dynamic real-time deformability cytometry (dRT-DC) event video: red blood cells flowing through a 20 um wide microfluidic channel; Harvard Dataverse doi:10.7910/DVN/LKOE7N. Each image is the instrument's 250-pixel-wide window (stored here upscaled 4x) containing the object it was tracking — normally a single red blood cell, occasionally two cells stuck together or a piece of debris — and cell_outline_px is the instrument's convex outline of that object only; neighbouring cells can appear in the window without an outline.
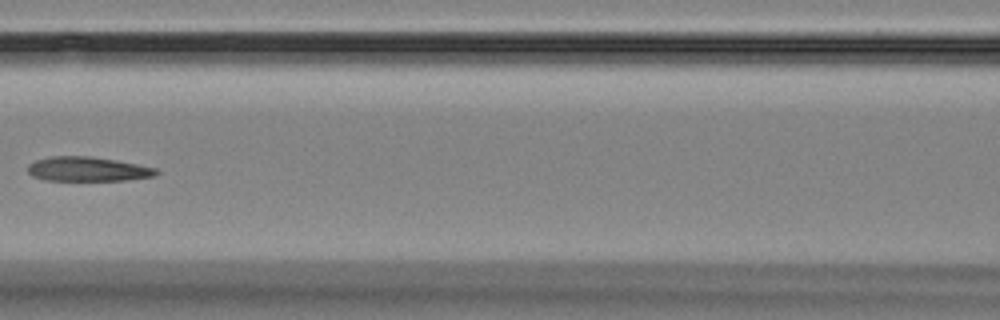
{"species": "Egyptian fruit bat (a non-hibernating species)", "species_latin": "Rousettus aegyptiacus", "temperature_condition": "room temperature", "stored_images_in_passage": 16, "segment_of_instrument_passage": [1, 2], "camera_frame_rate_fps": 3000, "um_per_image_px": 0.085, "animal": {"sex": "female"}, "frame": {"image": 1, "passage_image": 7, "time_ms": 7.667, "image_size_px": [1000, 320], "cell_outline_px": [[160, 172], [152, 176], [124, 180], [44, 180], [32, 176], [28, 172], [28, 164], [36, 160], [52, 156], [88, 156], [116, 160], [156, 168]], "centroid_in_image_um": [7.42, 14.37], "position_along_channel_um": 159.2, "area_um2": 18.09}}
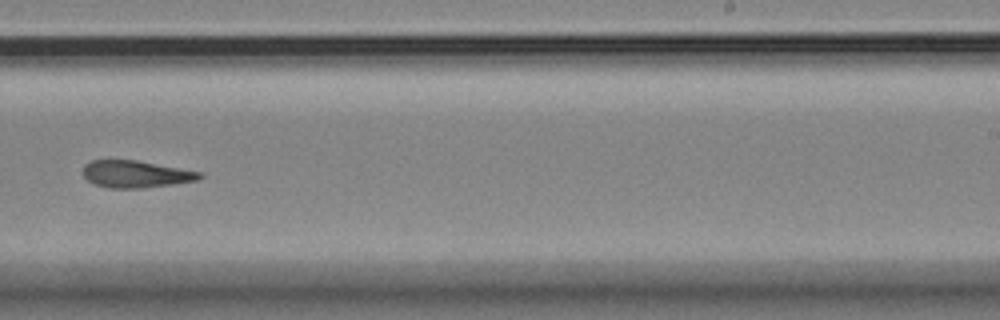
{"frame": {"image": 2, "passage_image": 10, "time_ms": 11.0, "image_size_px": [1000, 320], "cell_outline_px": [[204, 176], [200, 180], [176, 184], [140, 188], [108, 188], [96, 184], [88, 180], [84, 176], [84, 164], [92, 160], [136, 160], [204, 172]], "centroid_in_image_um": [11.62, 14.8], "position_along_channel_um": 277.4, "area_um2": 18.55}}
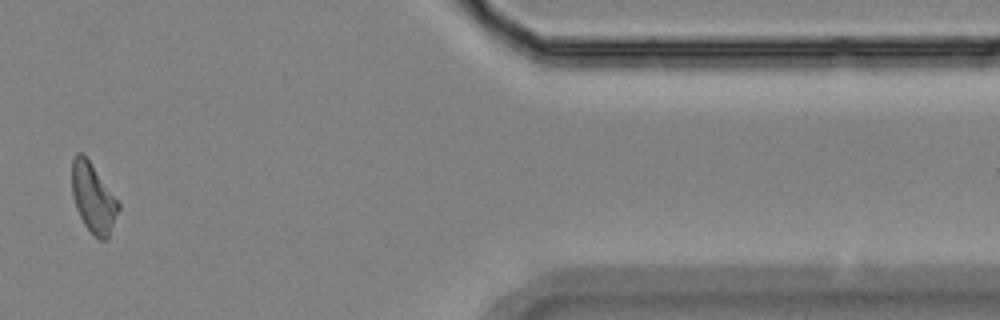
{"frame": {"image": 3, "passage_image": 14, "time_ms": 15.667, "image_size_px": [1000, 320], "cell_outline_px": [[120, 208], [108, 240], [100, 240], [84, 224], [76, 208], [72, 192], [72, 160], [76, 152], [80, 152], [88, 160], [120, 204]], "centroid_in_image_um": [7.93, 16.86], "position_along_channel_um": 403.5, "area_um2": 18.38}}